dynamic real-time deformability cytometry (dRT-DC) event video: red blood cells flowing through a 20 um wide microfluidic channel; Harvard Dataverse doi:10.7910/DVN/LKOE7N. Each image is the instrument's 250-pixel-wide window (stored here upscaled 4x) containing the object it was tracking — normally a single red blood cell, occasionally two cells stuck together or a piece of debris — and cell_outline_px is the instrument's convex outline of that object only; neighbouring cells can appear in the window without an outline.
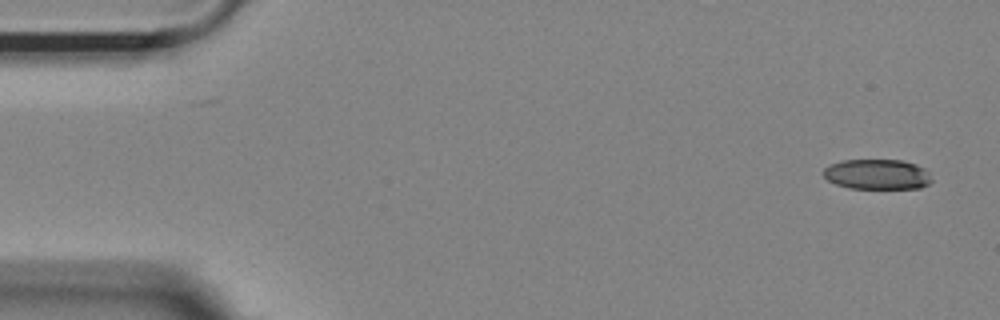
{"species": "Egyptian fruit bat (a non-hibernating species)", "species_latin": "Rousettus aegyptiacus", "temperature_condition": "room temperature", "stored_images_in_passage": 54, "segment_of_instrument_passage": [1, 2], "camera_frame_rate_fps": 3000, "um_per_image_px": 0.085, "animal": {"sex": "female"}, "frame": {"image": 1, "passage_image": 1, "time_ms": 0.0, "image_size_px": [1000, 320], "cell_outline_px": [[932, 180], [928, 184], [920, 188], [848, 188], [836, 184], [828, 180], [824, 176], [824, 168], [840, 160], [900, 160], [916, 164], [924, 168], [928, 172]], "centroid_in_image_um": [74.56, 14.81], "position_along_channel_um": 10.4, "area_um2": 18.96}}
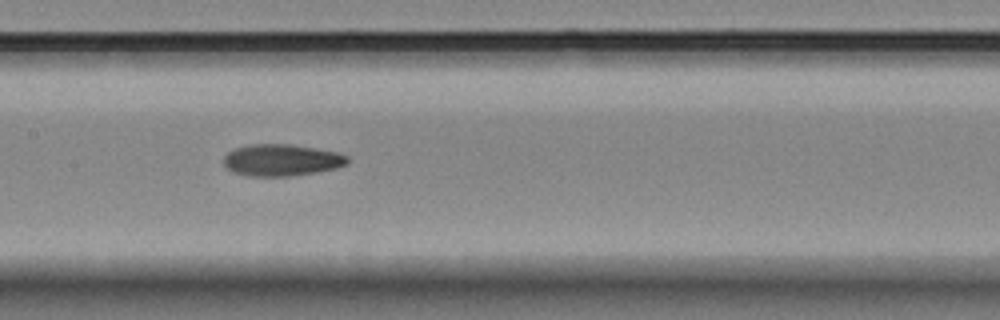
{"frame": {"image": 2, "passage_image": 25, "time_ms": 8.0, "image_size_px": [1000, 320], "cell_outline_px": [[348, 164], [336, 168], [288, 176], [248, 176], [232, 172], [224, 164], [224, 156], [228, 152], [236, 148], [248, 144], [292, 144], [340, 152], [348, 156]], "centroid_in_image_um": [23.94, 13.59], "position_along_channel_um": 183.5, "area_um2": 22.95}}
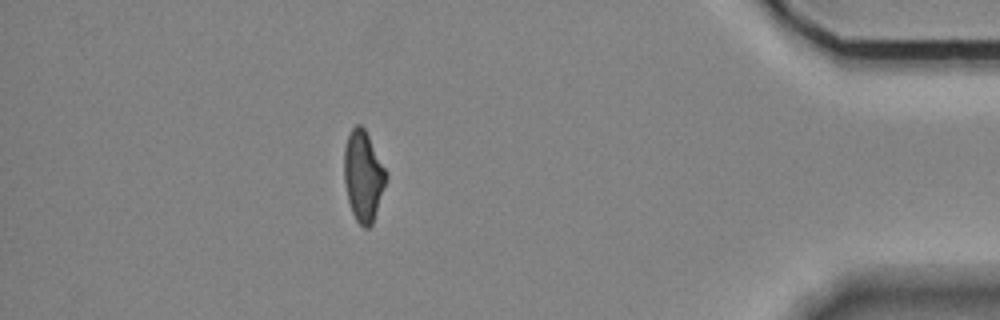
{"frame": {"image": 3, "passage_image": 47, "time_ms": 15.333, "image_size_px": [1000, 320], "cell_outline_px": [[388, 176], [372, 224], [368, 228], [364, 228], [356, 220], [352, 212], [348, 200], [344, 180], [344, 148], [348, 136], [352, 128], [356, 124], [360, 124], [364, 128], [388, 172]], "centroid_in_image_um": [30.88, 14.95], "position_along_channel_um": 404.3, "area_um2": 22.08}}